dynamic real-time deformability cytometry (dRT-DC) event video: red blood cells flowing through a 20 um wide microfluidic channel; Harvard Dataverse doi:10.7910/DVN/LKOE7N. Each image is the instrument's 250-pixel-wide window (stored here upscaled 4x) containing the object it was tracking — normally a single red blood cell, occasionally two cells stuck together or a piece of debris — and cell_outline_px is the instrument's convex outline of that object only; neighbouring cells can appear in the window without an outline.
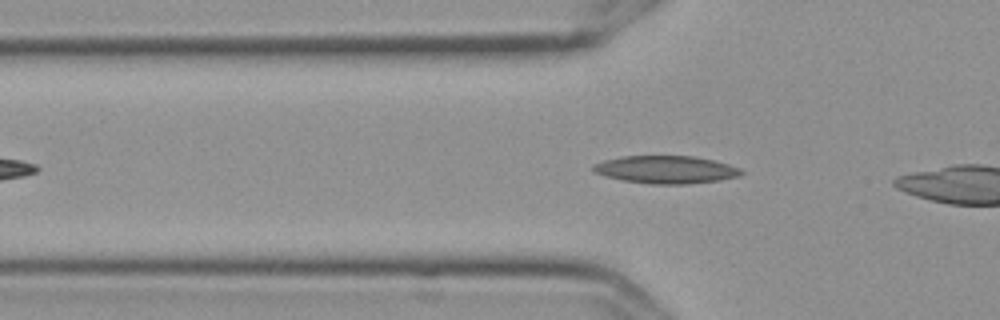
{"species": "Egyptian fruit bat (a non-hibernating species)", "species_latin": "Rousettus aegyptiacus", "temperature_condition": "cold", "stored_images_in_passage": 5, "camera_frame_rate_fps": 3000, "um_per_image_px": 0.085, "frame": {"image": 1, "passage_image": 3, "time_ms": 0.667, "image_size_px": [1000, 320], "cell_outline_px": [[744, 172], [740, 176], [720, 180], [688, 184], [648, 184], [624, 180], [604, 176], [592, 172], [592, 164], [604, 160], [620, 156], [692, 156], [712, 160], [728, 164], [740, 168]], "centroid_in_image_um": [56.57, 14.42], "position_along_channel_um": 69.2, "area_um2": 24.04}}